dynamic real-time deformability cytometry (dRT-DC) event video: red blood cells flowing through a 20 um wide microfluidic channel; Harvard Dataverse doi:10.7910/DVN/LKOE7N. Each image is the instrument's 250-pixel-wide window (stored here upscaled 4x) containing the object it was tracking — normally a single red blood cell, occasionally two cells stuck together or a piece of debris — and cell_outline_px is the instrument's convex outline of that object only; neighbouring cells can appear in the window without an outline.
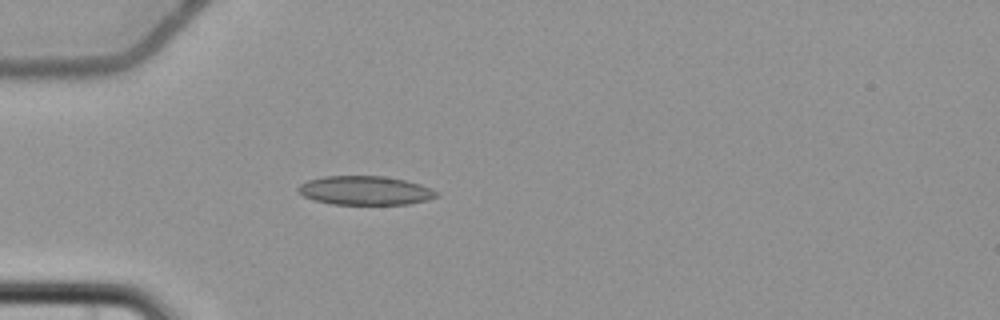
{"species": "common noctule bat (a hibernating species)", "species_latin": "Nyctalus noctula", "temperature_condition": "cold", "stored_images_in_passage": 3, "camera_frame_rate_fps": 3000, "um_per_image_px": 0.085, "animal": {"sex": "female", "body_mass_g": 22.7, "forearm_length_mm": 54.2}, "frame": {"image": 1, "passage_image": 3, "time_ms": 2.333, "image_size_px": [1000, 320], "cell_outline_px": [[440, 196], [428, 200], [408, 204], [332, 204], [316, 200], [304, 196], [296, 188], [300, 184], [308, 180], [324, 176], [384, 176], [404, 180], [420, 184], [432, 188], [440, 192]], "centroid_in_image_um": [31.09, 16.19], "position_along_channel_um": 53.9, "area_um2": 23.35}}